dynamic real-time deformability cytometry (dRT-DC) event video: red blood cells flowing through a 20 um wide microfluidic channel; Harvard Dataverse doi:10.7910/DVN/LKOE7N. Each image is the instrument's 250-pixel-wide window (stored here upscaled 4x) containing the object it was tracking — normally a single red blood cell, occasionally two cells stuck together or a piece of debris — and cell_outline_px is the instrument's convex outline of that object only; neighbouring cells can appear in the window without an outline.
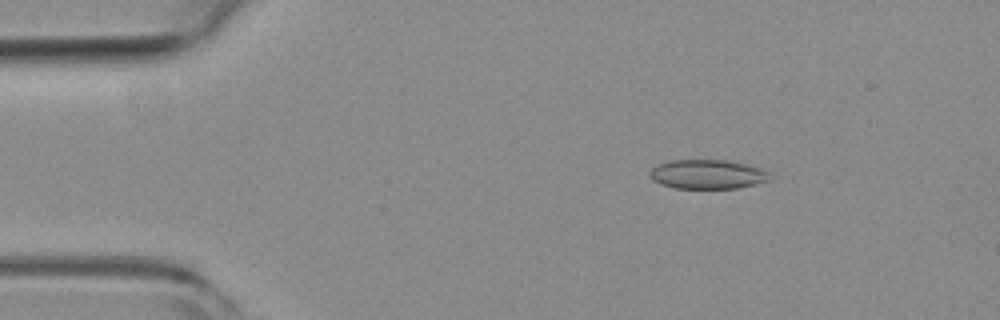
{"species": "common noctule bat (a hibernating species)", "species_latin": "Nyctalus noctula", "temperature_condition": "room temperature", "stored_images_in_passage": 53, "camera_frame_rate_fps": 3000, "um_per_image_px": 0.085, "animal": {"sex": "female", "body_mass_g": 19.3, "forearm_length_mm": 54.1}, "frame": {"image": 1, "passage_image": 8, "time_ms": 2.333, "image_size_px": [1000, 320], "cell_outline_px": [[768, 180], [736, 188], [676, 188], [660, 184], [652, 180], [648, 176], [648, 172], [656, 164], [668, 160], [728, 160], [764, 168], [768, 172]], "centroid_in_image_um": [60.06, 14.8], "position_along_channel_um": 24.9, "area_um2": 20.52}}
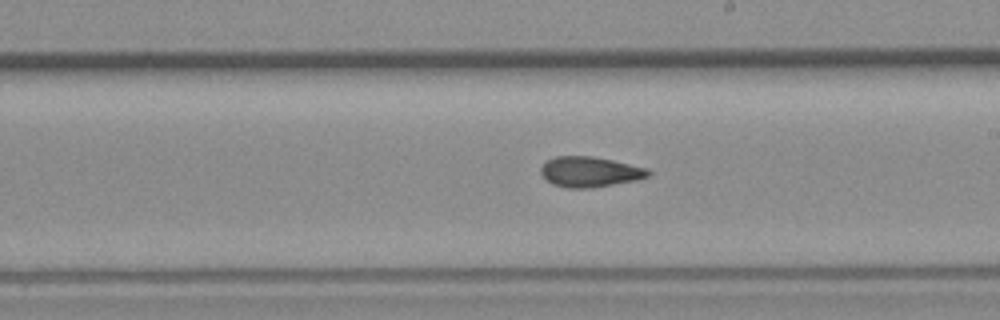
{"frame": {"image": 2, "passage_image": 30, "time_ms": 9.667, "image_size_px": [1000, 320], "cell_outline_px": [[652, 172], [648, 176], [636, 180], [592, 188], [568, 188], [552, 184], [540, 172], [540, 168], [548, 160], [556, 156], [592, 156], [612, 160], [648, 168]], "centroid_in_image_um": [50.15, 14.61], "position_along_channel_um": 238.8, "area_um2": 18.9}}
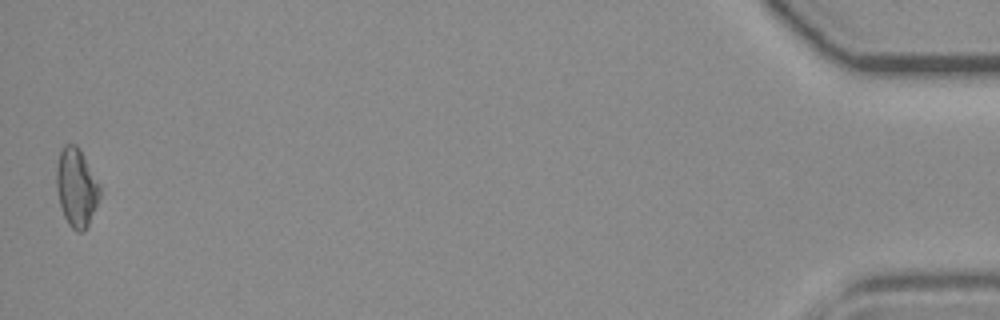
{"frame": {"image": 3, "passage_image": 53, "time_ms": 17.333, "image_size_px": [1000, 320], "cell_outline_px": [[100, 196], [88, 224], [80, 232], [76, 232], [68, 224], [64, 216], [60, 204], [56, 188], [56, 168], [60, 152], [64, 144], [76, 144], [80, 148], [100, 184]], "centroid_in_image_um": [6.49, 15.9], "position_along_channel_um": 428.7, "area_um2": 19.77}, "authors_computed_cell_mechanics": {"area_um2": 19.074, "velocity_mm_per_s": 3.8003, "shape_relaxation_time_tau1_ms": null, "shape_relaxation_time_tau2_ms": 4.0508, "deformation_change_tau1": null, "deformation_change_tau2": 0.1037}}